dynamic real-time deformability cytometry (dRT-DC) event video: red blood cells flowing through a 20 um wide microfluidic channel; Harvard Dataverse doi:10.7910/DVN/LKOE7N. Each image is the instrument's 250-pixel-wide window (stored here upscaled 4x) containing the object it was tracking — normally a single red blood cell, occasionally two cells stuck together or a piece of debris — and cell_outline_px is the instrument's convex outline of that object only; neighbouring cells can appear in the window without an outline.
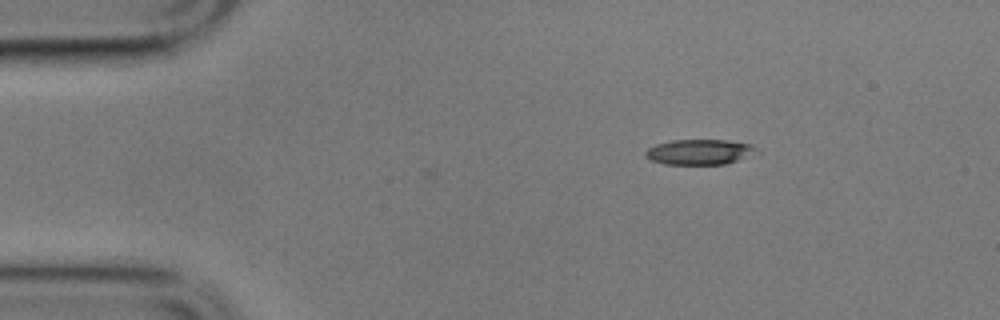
{"species": "common noctule bat (a hibernating species)", "species_latin": "Nyctalus noctula", "temperature_condition": "cold", "stored_images_in_passage": 3, "camera_frame_rate_fps": 3000, "um_per_image_px": 0.085, "animal": {"sex": "male", "body_mass_g": 17.9}, "frame": {"image": 1, "passage_image": 1, "time_ms": 0.0, "image_size_px": [1000, 320], "cell_outline_px": [[756, 148], [736, 160], [724, 164], [664, 164], [652, 160], [644, 156], [644, 152], [648, 148], [656, 144], [672, 140], [728, 140], [752, 144]], "centroid_in_image_um": [59.33, 12.9], "position_along_channel_um": 25.7, "area_um2": 15.9}}